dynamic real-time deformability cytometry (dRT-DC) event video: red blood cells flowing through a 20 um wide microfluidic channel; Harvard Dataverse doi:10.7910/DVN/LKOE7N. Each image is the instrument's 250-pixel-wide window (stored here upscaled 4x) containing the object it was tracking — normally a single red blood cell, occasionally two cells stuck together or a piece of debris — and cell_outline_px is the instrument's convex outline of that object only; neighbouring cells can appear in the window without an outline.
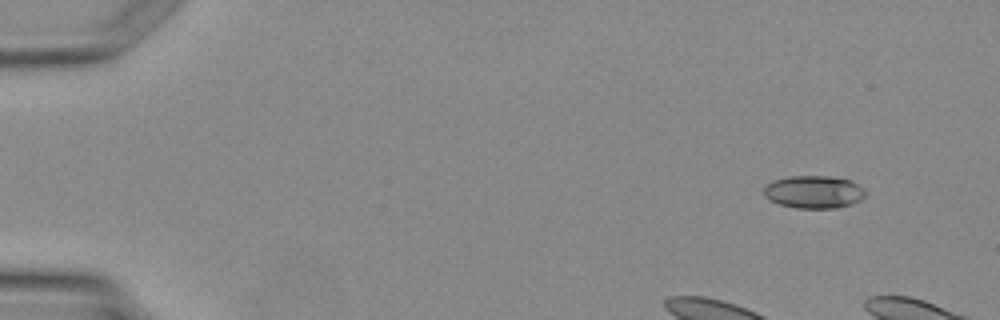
{"species": "Egyptian fruit bat (a non-hibernating species)", "species_latin": "Rousettus aegyptiacus", "temperature_condition": "warm", "stored_images_in_passage": 4, "camera_frame_rate_fps": 3000, "um_per_image_px": 0.085, "animal": {"sex": "female"}, "frame": {"image": 1, "passage_image": 1, "time_ms": 0.0, "image_size_px": [1000, 320], "cell_outline_px": [[868, 192], [860, 200], [852, 204], [836, 208], [796, 208], [780, 204], [768, 200], [764, 196], [764, 188], [772, 180], [788, 176], [828, 176], [852, 180], [864, 188]], "centroid_in_image_um": [69.19, 16.31], "position_along_channel_um": 15.8, "area_um2": 19.59}}